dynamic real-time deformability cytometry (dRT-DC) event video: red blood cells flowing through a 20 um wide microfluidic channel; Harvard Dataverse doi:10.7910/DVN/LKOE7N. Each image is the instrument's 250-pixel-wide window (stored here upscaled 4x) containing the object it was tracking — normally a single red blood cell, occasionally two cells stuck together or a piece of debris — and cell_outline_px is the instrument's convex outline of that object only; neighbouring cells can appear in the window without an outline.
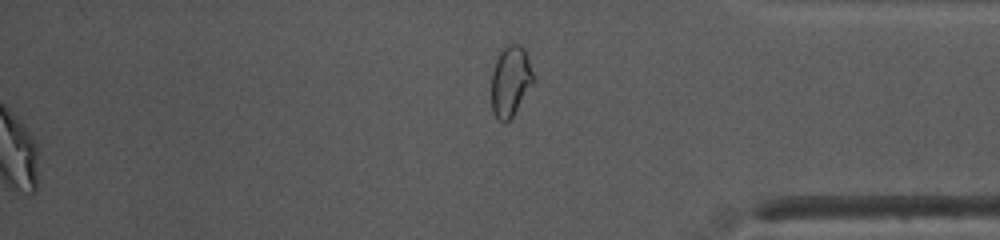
{"species": "common noctule bat (a hibernating species)", "species_latin": "Nyctalus noctula", "temperature_condition": "warm", "stored_images_in_passage": 42, "segment_of_instrument_passage": [2, 2], "camera_frame_rate_fps": 3000, "um_per_image_px": 0.085, "animal": {"sex": "female", "body_mass_g": 10.0, "forearm_length_mm": 53.1}, "frame": {"image": 1, "passage_image": 42, "time_ms": 13.667, "image_size_px": [1000, 240], "cell_outline_px": [[536, 80], [512, 116], [508, 120], [500, 120], [492, 112], [492, 72], [500, 48], [504, 44], [520, 44], [524, 48], [528, 56]], "centroid_in_image_um": [43.41, 6.82], "position_along_channel_um": 391.8, "area_um2": 17.4}}